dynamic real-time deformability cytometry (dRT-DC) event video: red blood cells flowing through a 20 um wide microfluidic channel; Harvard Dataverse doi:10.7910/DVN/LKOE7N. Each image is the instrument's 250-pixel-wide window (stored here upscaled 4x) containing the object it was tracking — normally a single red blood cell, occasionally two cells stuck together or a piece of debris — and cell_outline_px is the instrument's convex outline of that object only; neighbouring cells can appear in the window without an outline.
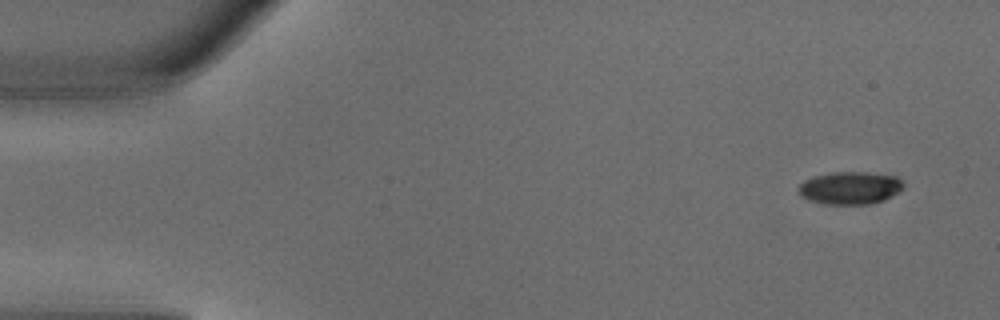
{"species": "common noctule bat (a hibernating species)", "species_latin": "Nyctalus noctula", "temperature_condition": "warm", "stored_images_in_passage": 4, "segment_of_instrument_passage": [1, 2], "camera_frame_rate_fps": 3000, "um_per_image_px": 0.085, "animal": {"sex": "male", "body_mass_g": 18.8}, "frame": {"image": 1, "passage_image": 1, "time_ms": 0.0, "image_size_px": [1000, 320], "cell_outline_px": [[904, 188], [884, 200], [868, 204], [824, 204], [808, 200], [800, 196], [800, 184], [804, 180], [812, 176], [832, 172], [868, 172], [896, 176], [904, 184]], "centroid_in_image_um": [72.25, 15.97], "position_along_channel_um": 12.8, "area_um2": 20.0}}